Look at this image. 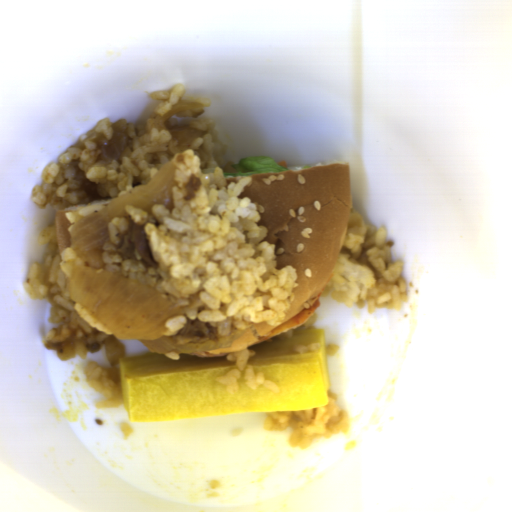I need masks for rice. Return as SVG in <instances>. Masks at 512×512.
I'll return each mask as SVG.
<instances>
[{"label": "rice", "mask_w": 512, "mask_h": 512, "mask_svg": "<svg viewBox=\"0 0 512 512\" xmlns=\"http://www.w3.org/2000/svg\"><path fill=\"white\" fill-rule=\"evenodd\" d=\"M119 430L122 433L123 439L126 441L132 434L134 428L129 424L121 423L119 426Z\"/></svg>", "instance_id": "10"}, {"label": "rice", "mask_w": 512, "mask_h": 512, "mask_svg": "<svg viewBox=\"0 0 512 512\" xmlns=\"http://www.w3.org/2000/svg\"><path fill=\"white\" fill-rule=\"evenodd\" d=\"M255 354L256 350H251L248 348L243 350H236L227 354L225 359L234 362L235 367L226 374L218 375L215 378V381L225 385L226 392L230 395L236 392L238 388L236 383L238 377H242L245 384L251 390H255L256 386H262L274 392L280 393L279 385L268 380L266 375L262 372L255 374L252 370L250 364L247 361Z\"/></svg>", "instance_id": "5"}, {"label": "rice", "mask_w": 512, "mask_h": 512, "mask_svg": "<svg viewBox=\"0 0 512 512\" xmlns=\"http://www.w3.org/2000/svg\"><path fill=\"white\" fill-rule=\"evenodd\" d=\"M293 334H294L293 329L286 330L283 333H281L280 335H277L275 337V339H276V341H285V340L293 337Z\"/></svg>", "instance_id": "12"}, {"label": "rice", "mask_w": 512, "mask_h": 512, "mask_svg": "<svg viewBox=\"0 0 512 512\" xmlns=\"http://www.w3.org/2000/svg\"><path fill=\"white\" fill-rule=\"evenodd\" d=\"M325 353H326V356H334L336 355L337 353H339V350H340V347L339 345H327L325 348Z\"/></svg>", "instance_id": "11"}, {"label": "rice", "mask_w": 512, "mask_h": 512, "mask_svg": "<svg viewBox=\"0 0 512 512\" xmlns=\"http://www.w3.org/2000/svg\"><path fill=\"white\" fill-rule=\"evenodd\" d=\"M111 120L100 119L61 156L47 165L31 190L38 208L60 210L77 205V175L71 162H78L88 181L120 198L154 179L170 161L177 186L171 191L172 209L152 206L149 213L126 205L124 213L140 224L147 236L157 267L138 260L121 259L116 244L126 231L127 221L117 217L108 224L103 246V269L151 288L176 304L182 315H172L164 325L175 335L188 320L199 319L214 327L233 319L239 330L253 323L279 326L290 309L297 268H277L276 245L264 238L266 227L250 198H239L252 178L227 181L225 141L211 120L191 122L206 133L184 152L170 148L168 130L155 128L150 117L143 124H129L128 145L120 159L111 164L98 160L101 150L96 138L111 140ZM202 178L196 197L184 200L183 187L189 175Z\"/></svg>", "instance_id": "1"}, {"label": "rice", "mask_w": 512, "mask_h": 512, "mask_svg": "<svg viewBox=\"0 0 512 512\" xmlns=\"http://www.w3.org/2000/svg\"><path fill=\"white\" fill-rule=\"evenodd\" d=\"M296 353H304L306 351H317L318 345L317 343L309 344V345H295L294 347Z\"/></svg>", "instance_id": "9"}, {"label": "rice", "mask_w": 512, "mask_h": 512, "mask_svg": "<svg viewBox=\"0 0 512 512\" xmlns=\"http://www.w3.org/2000/svg\"><path fill=\"white\" fill-rule=\"evenodd\" d=\"M329 403L308 410L269 411L262 425L266 431L290 428L286 442L296 449H306L316 439H328L337 434H349L350 415L340 404V396L328 392Z\"/></svg>", "instance_id": "4"}, {"label": "rice", "mask_w": 512, "mask_h": 512, "mask_svg": "<svg viewBox=\"0 0 512 512\" xmlns=\"http://www.w3.org/2000/svg\"><path fill=\"white\" fill-rule=\"evenodd\" d=\"M103 208L101 203H91L86 206L77 208V209H69L65 216L68 219L69 222H74L77 219L84 217L90 213H93L99 209Z\"/></svg>", "instance_id": "8"}, {"label": "rice", "mask_w": 512, "mask_h": 512, "mask_svg": "<svg viewBox=\"0 0 512 512\" xmlns=\"http://www.w3.org/2000/svg\"><path fill=\"white\" fill-rule=\"evenodd\" d=\"M317 320H318L317 313H316V311H314L313 314L303 324V328H305V330L307 328H310L312 325H314L316 323Z\"/></svg>", "instance_id": "13"}, {"label": "rice", "mask_w": 512, "mask_h": 512, "mask_svg": "<svg viewBox=\"0 0 512 512\" xmlns=\"http://www.w3.org/2000/svg\"><path fill=\"white\" fill-rule=\"evenodd\" d=\"M147 96L150 98H154L160 103L156 107L154 112H158L160 115H164L171 109L175 107V105L180 100H191L196 101L203 105L204 110L211 107L212 103L208 98H201L194 95L186 94L184 85H177L171 90H160L156 92H147Z\"/></svg>", "instance_id": "7"}, {"label": "rice", "mask_w": 512, "mask_h": 512, "mask_svg": "<svg viewBox=\"0 0 512 512\" xmlns=\"http://www.w3.org/2000/svg\"><path fill=\"white\" fill-rule=\"evenodd\" d=\"M164 355L170 358L171 360H179L180 354L177 352H164Z\"/></svg>", "instance_id": "14"}, {"label": "rice", "mask_w": 512, "mask_h": 512, "mask_svg": "<svg viewBox=\"0 0 512 512\" xmlns=\"http://www.w3.org/2000/svg\"><path fill=\"white\" fill-rule=\"evenodd\" d=\"M387 230L368 224L361 212L351 211L338 259L322 295L345 306L372 310H401L410 290L404 272L406 263L391 258L394 241Z\"/></svg>", "instance_id": "2"}, {"label": "rice", "mask_w": 512, "mask_h": 512, "mask_svg": "<svg viewBox=\"0 0 512 512\" xmlns=\"http://www.w3.org/2000/svg\"><path fill=\"white\" fill-rule=\"evenodd\" d=\"M83 374L92 389L106 395V398L96 405V409L118 408L122 405V385L118 364L104 367L91 361L88 362Z\"/></svg>", "instance_id": "6"}, {"label": "rice", "mask_w": 512, "mask_h": 512, "mask_svg": "<svg viewBox=\"0 0 512 512\" xmlns=\"http://www.w3.org/2000/svg\"><path fill=\"white\" fill-rule=\"evenodd\" d=\"M35 242L47 248L45 261L33 263L24 279V287L31 301H47L50 305V321L56 328L48 329L43 337L47 342H67L71 338H83L87 346L100 344L114 335L96 316L73 299L68 281L76 266L88 267L75 249L58 248L57 227L54 222L39 232ZM89 268V267H88Z\"/></svg>", "instance_id": "3"}]
</instances>
